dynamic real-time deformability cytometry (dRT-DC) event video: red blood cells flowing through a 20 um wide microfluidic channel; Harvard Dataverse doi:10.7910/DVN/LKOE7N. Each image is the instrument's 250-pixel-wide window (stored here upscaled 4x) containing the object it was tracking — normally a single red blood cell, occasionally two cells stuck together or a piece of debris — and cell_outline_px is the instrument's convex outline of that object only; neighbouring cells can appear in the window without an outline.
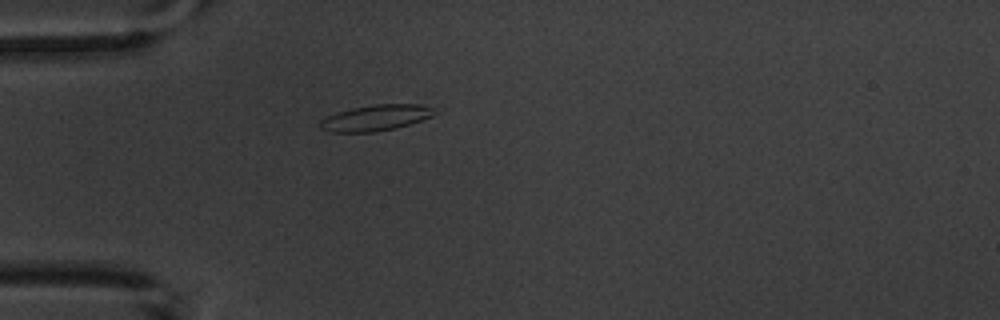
{"species": "common noctule bat (a hibernating species)", "species_latin": "Nyctalus noctula", "temperature_condition": "warm", "stored_images_in_passage": 1, "camera_frame_rate_fps": 3000, "um_per_image_px": 0.085, "animal": {"sex": "male", "body_mass_g": 20.1, "forearm_length_mm": 53.5}, "frame": {"image": 1, "passage_image": 1, "time_ms": 0.0, "image_size_px": [1000, 320], "cell_outline_px": [[432, 116], [396, 128], [372, 132], [332, 132], [320, 128], [320, 120], [336, 112], [352, 108], [376, 104], [420, 104], [432, 108]], "centroid_in_image_um": [31.88, 10.01], "position_along_channel_um": 53.1, "area_um2": 16.94}}